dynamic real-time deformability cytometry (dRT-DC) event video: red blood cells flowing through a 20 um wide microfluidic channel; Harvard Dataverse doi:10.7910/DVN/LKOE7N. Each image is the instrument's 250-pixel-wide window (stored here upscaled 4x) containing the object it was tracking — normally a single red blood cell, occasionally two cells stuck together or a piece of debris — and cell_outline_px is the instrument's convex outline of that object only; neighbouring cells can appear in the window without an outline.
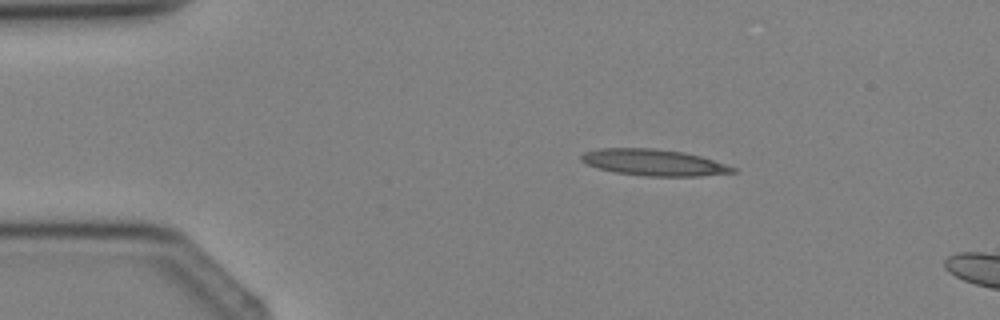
{"species": "Egyptian fruit bat (a non-hibernating species)", "species_latin": "Rousettus aegyptiacus", "temperature_condition": "cold", "stored_images_in_passage": 2, "camera_frame_rate_fps": 3000, "um_per_image_px": 0.085, "animal": {"sex": "female"}, "frame": {"image": 1, "passage_image": 1, "time_ms": 0.0, "image_size_px": [1000, 320], "cell_outline_px": [[736, 172], [700, 176], [648, 176], [616, 172], [596, 168], [580, 160], [580, 156], [584, 152], [600, 148], [656, 148], [684, 152], [700, 156], [736, 168]], "centroid_in_image_um": [55.54, 13.8], "position_along_channel_um": 29.5, "area_um2": 23.18}}